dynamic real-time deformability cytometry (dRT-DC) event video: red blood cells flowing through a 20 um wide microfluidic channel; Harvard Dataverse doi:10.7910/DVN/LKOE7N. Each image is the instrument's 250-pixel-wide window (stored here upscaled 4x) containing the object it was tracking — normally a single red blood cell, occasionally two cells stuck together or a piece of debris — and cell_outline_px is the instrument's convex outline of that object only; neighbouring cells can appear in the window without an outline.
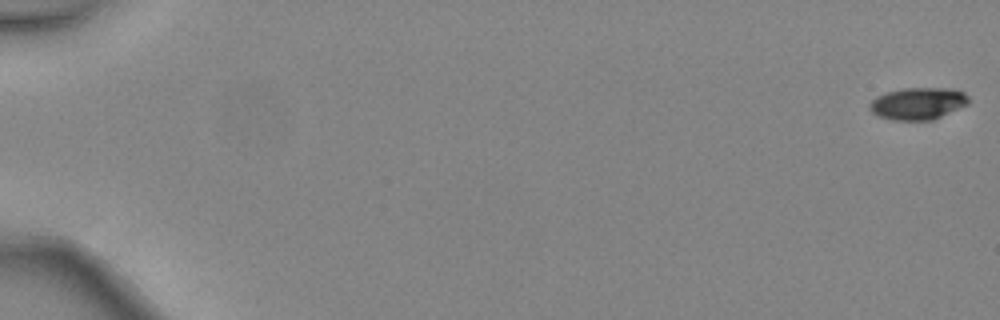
{"species": "common noctule bat (a hibernating species)", "species_latin": "Nyctalus noctula", "temperature_condition": "warm", "stored_images_in_passage": 4, "camera_frame_rate_fps": 3000, "um_per_image_px": 0.085, "animal": {"sex": "female", "body_mass_g": 24.6, "forearm_length_mm": 56.2}, "frame": {"image": 1, "passage_image": 1, "time_ms": 0.0, "image_size_px": [1000, 320], "cell_outline_px": [[968, 104], [932, 120], [892, 120], [876, 116], [868, 108], [868, 104], [876, 96], [884, 92], [904, 88], [956, 88], [964, 92], [968, 96]], "centroid_in_image_um": [77.99, 8.79], "position_along_channel_um": 7.0, "area_um2": 18.73}}